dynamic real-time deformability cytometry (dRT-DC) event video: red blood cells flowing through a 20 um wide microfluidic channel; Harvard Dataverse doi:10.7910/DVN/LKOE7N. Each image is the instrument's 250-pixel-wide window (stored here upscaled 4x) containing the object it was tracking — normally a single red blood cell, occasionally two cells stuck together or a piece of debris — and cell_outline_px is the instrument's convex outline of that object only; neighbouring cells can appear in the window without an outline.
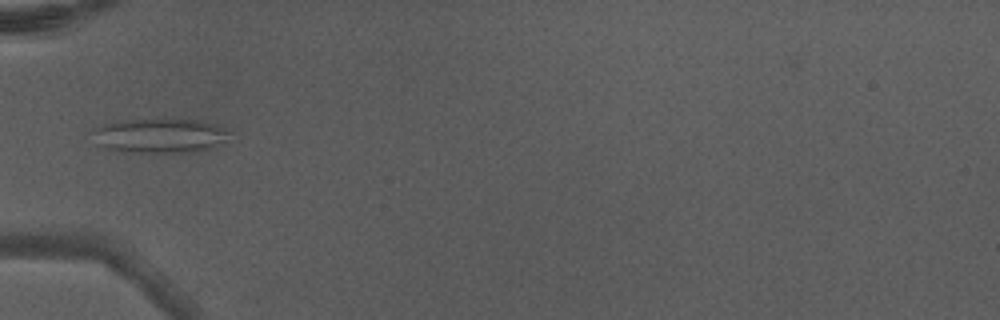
{"species": "Egyptian fruit bat (a non-hibernating species)", "species_latin": "Rousettus aegyptiacus", "temperature_condition": "warm", "stored_images_in_passage": 32, "camera_frame_rate_fps": 3000, "um_per_image_px": 0.085, "animal": {"sex": "male"}, "frame": {"image": 1, "passage_image": 1, "time_ms": 0.0, "image_size_px": [1000, 320], "cell_outline_px": [[228, 132], [224, 140], [212, 148], [196, 152], [140, 152], [104, 148], [96, 144], [92, 132], [96, 128], [104, 124], [124, 120], [200, 120], [216, 124]], "centroid_in_image_um": [13.56, 11.54], "position_along_channel_um": 71.4, "area_um2": 26.93}, "authors_computed_cell_mechanics": {"area_um2": 19.9699, "velocity_mm_per_s": 4.3637, "shape_relaxation_time_tau1_ms": null, "shape_relaxation_time_tau2_ms": 1.6156, "deformation_change_tau1": null, "deformation_change_tau2": 0.1091}}